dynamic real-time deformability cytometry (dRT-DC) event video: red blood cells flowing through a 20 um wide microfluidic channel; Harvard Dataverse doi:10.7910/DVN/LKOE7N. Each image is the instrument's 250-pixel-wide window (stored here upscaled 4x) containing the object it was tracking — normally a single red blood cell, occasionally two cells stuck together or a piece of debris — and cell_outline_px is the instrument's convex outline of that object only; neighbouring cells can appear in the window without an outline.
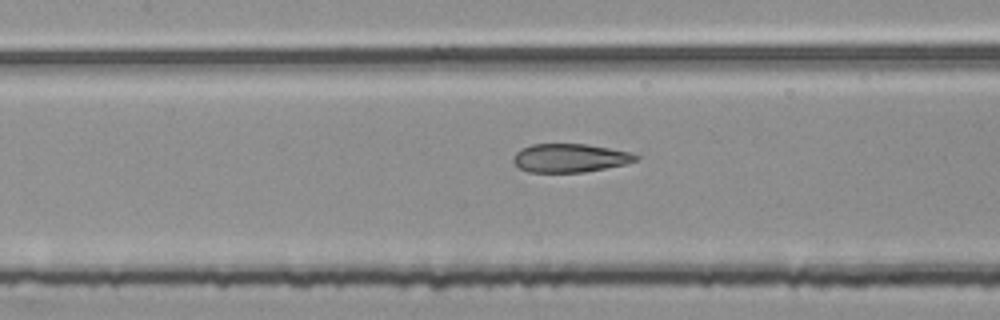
{"species": "common noctule bat (a hibernating species)", "species_latin": "Nyctalus noctula", "temperature_condition": "room temperature", "stored_images_in_passage": 6, "segment_of_instrument_passage": [2, 2], "camera_frame_rate_fps": 3000, "um_per_image_px": 0.085, "animal": {"sex": "female", "body_mass_g": 25.1}, "frame": {"image": 1, "passage_image": 6, "time_ms": 1.667, "image_size_px": [1000, 320], "cell_outline_px": [[640, 160], [628, 164], [584, 172], [528, 172], [520, 168], [512, 160], [512, 156], [520, 148], [532, 144], [588, 144], [632, 152], [640, 156]], "centroid_in_image_um": [48.49, 13.42], "position_along_channel_um": 158.9, "area_um2": 20.69}}